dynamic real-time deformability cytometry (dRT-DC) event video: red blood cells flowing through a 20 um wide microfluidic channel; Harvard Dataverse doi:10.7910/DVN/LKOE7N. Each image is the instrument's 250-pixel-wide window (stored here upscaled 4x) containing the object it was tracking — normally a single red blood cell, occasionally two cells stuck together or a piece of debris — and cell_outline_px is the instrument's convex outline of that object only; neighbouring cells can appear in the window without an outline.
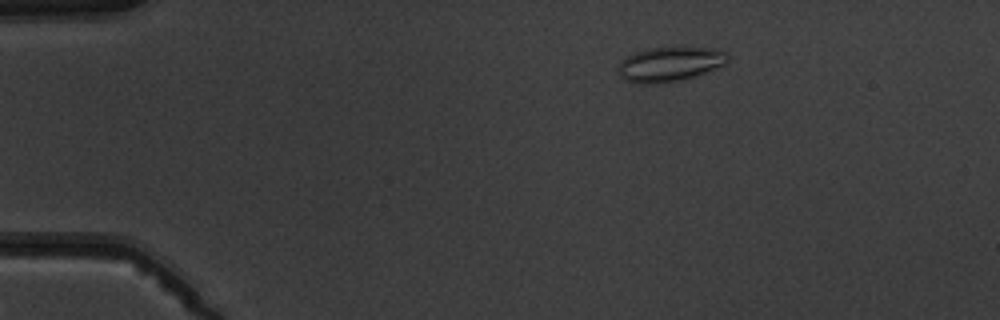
{"species": "common noctule bat (a hibernating species)", "species_latin": "Nyctalus noctula", "temperature_condition": "warm", "stored_images_in_passage": 4, "camera_frame_rate_fps": 3000, "um_per_image_px": 0.085, "animal": {"sex": "male", "body_mass_g": 19.5, "forearm_length_mm": 54.6}, "frame": {"image": 1, "passage_image": 2, "time_ms": 2.333, "image_size_px": [1000, 320], "cell_outline_px": [[728, 64], [680, 80], [660, 84], [636, 84], [624, 80], [620, 76], [620, 60], [636, 52], [648, 48], [680, 44], [684, 44], [716, 48], [728, 52]], "centroid_in_image_um": [56.99, 5.4], "position_along_channel_um": 28.0, "area_um2": 23.06}}